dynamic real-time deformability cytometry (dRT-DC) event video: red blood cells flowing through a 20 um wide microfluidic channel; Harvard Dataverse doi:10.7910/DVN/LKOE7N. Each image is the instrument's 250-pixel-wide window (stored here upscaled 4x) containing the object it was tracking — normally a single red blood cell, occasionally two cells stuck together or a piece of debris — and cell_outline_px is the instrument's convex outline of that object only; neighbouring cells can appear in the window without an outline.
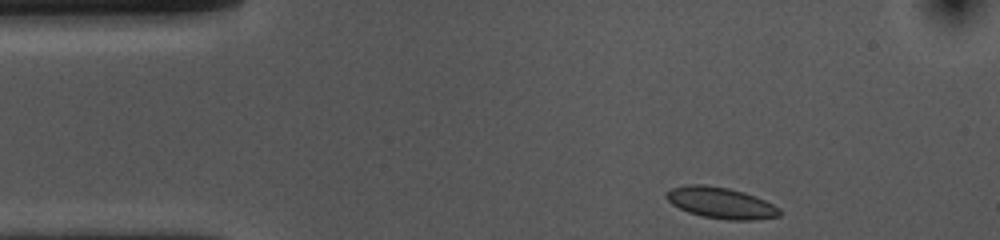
{"species": "common noctule bat (a hibernating species)", "species_latin": "Nyctalus noctula", "temperature_condition": "cold", "stored_images_in_passage": 37, "camera_frame_rate_fps": 3000, "um_per_image_px": 0.085, "animal": {"sex": "female", "body_mass_g": 10.0, "forearm_length_mm": 53.1}, "frame": {"image": 1, "passage_image": 1, "time_ms": 0.0, "image_size_px": [1000, 240], "cell_outline_px": [[780, 216], [752, 220], [728, 220], [700, 216], [688, 212], [672, 204], [664, 196], [672, 188], [688, 184], [704, 184], [728, 188], [744, 192], [764, 200], [780, 208]], "centroid_in_image_um": [61.26, 17.25], "position_along_channel_um": 23.7, "area_um2": 20.52}}
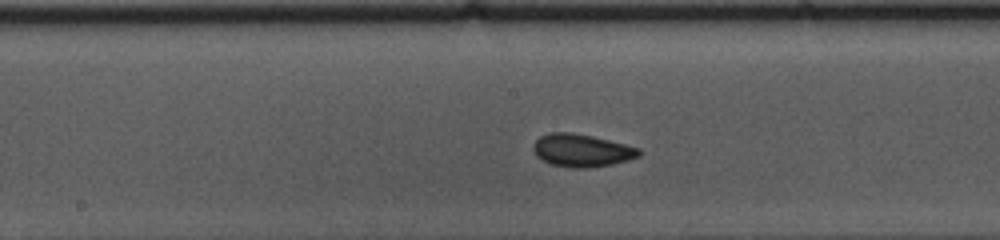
{"frame": {"image": 2, "passage_image": 20, "time_ms": 6.333, "image_size_px": [1000, 240], "cell_outline_px": [[640, 156], [628, 160], [612, 164], [588, 168], [576, 168], [552, 164], [536, 156], [532, 148], [532, 144], [540, 136], [552, 132], [572, 132], [592, 136], [640, 148]], "centroid_in_image_um": [49.43, 12.78], "position_along_channel_um": 198.8, "area_um2": 20.06}}
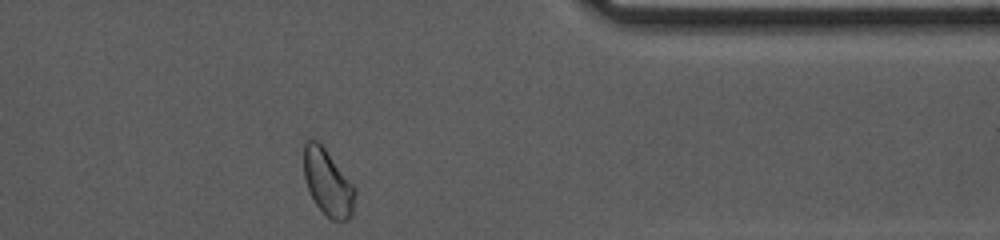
{"frame": {"image": 3, "passage_image": 37, "time_ms": 12.0, "image_size_px": [1000, 240], "cell_outline_px": [[356, 192], [352, 216], [348, 220], [332, 220], [316, 204], [308, 188], [304, 176], [304, 144], [308, 140], [316, 140], [324, 148], [356, 188]], "centroid_in_image_um": [27.88, 15.54], "position_along_channel_um": 383.5, "area_um2": 19.36}, "authors_computed_cell_mechanics": {"area_um2": 19.4208, "velocity_mm_per_s": 3.6015, "shape_relaxation_time_tau1_ms": 2.1138, "shape_relaxation_time_tau2_ms": null, "deformation_change_tau1": 0.0589, "deformation_change_tau2": null}}